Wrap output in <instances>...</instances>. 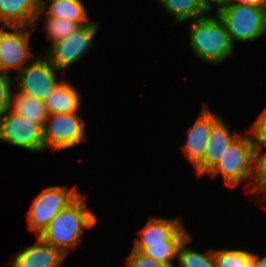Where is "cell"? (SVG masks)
Wrapping results in <instances>:
<instances>
[{
	"mask_svg": "<svg viewBox=\"0 0 266 267\" xmlns=\"http://www.w3.org/2000/svg\"><path fill=\"white\" fill-rule=\"evenodd\" d=\"M135 239L133 250L143 252L146 256L174 267L177 251L183 240L189 236L181 218L150 217Z\"/></svg>",
	"mask_w": 266,
	"mask_h": 267,
	"instance_id": "cell-1",
	"label": "cell"
},
{
	"mask_svg": "<svg viewBox=\"0 0 266 267\" xmlns=\"http://www.w3.org/2000/svg\"><path fill=\"white\" fill-rule=\"evenodd\" d=\"M85 199V195L80 194L52 219L38 237L67 256L83 241L85 229L97 223V216L86 206Z\"/></svg>",
	"mask_w": 266,
	"mask_h": 267,
	"instance_id": "cell-2",
	"label": "cell"
},
{
	"mask_svg": "<svg viewBox=\"0 0 266 267\" xmlns=\"http://www.w3.org/2000/svg\"><path fill=\"white\" fill-rule=\"evenodd\" d=\"M188 29L189 46L198 59L219 65L233 56L235 46L216 13L192 20Z\"/></svg>",
	"mask_w": 266,
	"mask_h": 267,
	"instance_id": "cell-3",
	"label": "cell"
},
{
	"mask_svg": "<svg viewBox=\"0 0 266 267\" xmlns=\"http://www.w3.org/2000/svg\"><path fill=\"white\" fill-rule=\"evenodd\" d=\"M207 175L212 178L222 175L229 188L245 181L251 186L249 192L252 191L256 177V148L249 130L240 133Z\"/></svg>",
	"mask_w": 266,
	"mask_h": 267,
	"instance_id": "cell-4",
	"label": "cell"
},
{
	"mask_svg": "<svg viewBox=\"0 0 266 267\" xmlns=\"http://www.w3.org/2000/svg\"><path fill=\"white\" fill-rule=\"evenodd\" d=\"M216 14L224 22L231 41L252 42L266 34V7L240 5L222 0Z\"/></svg>",
	"mask_w": 266,
	"mask_h": 267,
	"instance_id": "cell-5",
	"label": "cell"
},
{
	"mask_svg": "<svg viewBox=\"0 0 266 267\" xmlns=\"http://www.w3.org/2000/svg\"><path fill=\"white\" fill-rule=\"evenodd\" d=\"M76 186L68 189L66 185H57L42 189L41 193L32 201L27 213L31 232L39 236L52 219L81 194Z\"/></svg>",
	"mask_w": 266,
	"mask_h": 267,
	"instance_id": "cell-6",
	"label": "cell"
},
{
	"mask_svg": "<svg viewBox=\"0 0 266 267\" xmlns=\"http://www.w3.org/2000/svg\"><path fill=\"white\" fill-rule=\"evenodd\" d=\"M99 28V22L94 20L79 26L66 38L51 44L43 54L57 70L65 74V70H68L70 65L80 61L88 53Z\"/></svg>",
	"mask_w": 266,
	"mask_h": 267,
	"instance_id": "cell-7",
	"label": "cell"
},
{
	"mask_svg": "<svg viewBox=\"0 0 266 267\" xmlns=\"http://www.w3.org/2000/svg\"><path fill=\"white\" fill-rule=\"evenodd\" d=\"M59 72L61 71L40 53L16 74L14 90L43 101L60 83Z\"/></svg>",
	"mask_w": 266,
	"mask_h": 267,
	"instance_id": "cell-8",
	"label": "cell"
},
{
	"mask_svg": "<svg viewBox=\"0 0 266 267\" xmlns=\"http://www.w3.org/2000/svg\"><path fill=\"white\" fill-rule=\"evenodd\" d=\"M85 122L75 113H54L48 115L43 132L45 149L57 152L88 141Z\"/></svg>",
	"mask_w": 266,
	"mask_h": 267,
	"instance_id": "cell-9",
	"label": "cell"
},
{
	"mask_svg": "<svg viewBox=\"0 0 266 267\" xmlns=\"http://www.w3.org/2000/svg\"><path fill=\"white\" fill-rule=\"evenodd\" d=\"M33 31L26 26H0V72H19L36 57L29 44Z\"/></svg>",
	"mask_w": 266,
	"mask_h": 267,
	"instance_id": "cell-10",
	"label": "cell"
},
{
	"mask_svg": "<svg viewBox=\"0 0 266 267\" xmlns=\"http://www.w3.org/2000/svg\"><path fill=\"white\" fill-rule=\"evenodd\" d=\"M0 140L34 153L45 151L43 128L10 109L0 116Z\"/></svg>",
	"mask_w": 266,
	"mask_h": 267,
	"instance_id": "cell-11",
	"label": "cell"
},
{
	"mask_svg": "<svg viewBox=\"0 0 266 267\" xmlns=\"http://www.w3.org/2000/svg\"><path fill=\"white\" fill-rule=\"evenodd\" d=\"M205 103L196 121L186 130L185 143L180 146L185 159L195 168L202 160L212 127L221 119Z\"/></svg>",
	"mask_w": 266,
	"mask_h": 267,
	"instance_id": "cell-12",
	"label": "cell"
},
{
	"mask_svg": "<svg viewBox=\"0 0 266 267\" xmlns=\"http://www.w3.org/2000/svg\"><path fill=\"white\" fill-rule=\"evenodd\" d=\"M230 125L221 118L210 132L203 160L194 168V174L198 177L206 176L222 158L226 149L240 135L239 132H231Z\"/></svg>",
	"mask_w": 266,
	"mask_h": 267,
	"instance_id": "cell-13",
	"label": "cell"
},
{
	"mask_svg": "<svg viewBox=\"0 0 266 267\" xmlns=\"http://www.w3.org/2000/svg\"><path fill=\"white\" fill-rule=\"evenodd\" d=\"M65 256L59 249L43 242L39 237L34 245L18 252L8 267H61Z\"/></svg>",
	"mask_w": 266,
	"mask_h": 267,
	"instance_id": "cell-14",
	"label": "cell"
},
{
	"mask_svg": "<svg viewBox=\"0 0 266 267\" xmlns=\"http://www.w3.org/2000/svg\"><path fill=\"white\" fill-rule=\"evenodd\" d=\"M41 0H0L1 26L33 27Z\"/></svg>",
	"mask_w": 266,
	"mask_h": 267,
	"instance_id": "cell-15",
	"label": "cell"
},
{
	"mask_svg": "<svg viewBox=\"0 0 266 267\" xmlns=\"http://www.w3.org/2000/svg\"><path fill=\"white\" fill-rule=\"evenodd\" d=\"M43 14L49 17L67 19L76 22L79 26L92 21L89 20L87 9L81 0H41V10L36 15L32 27L34 31Z\"/></svg>",
	"mask_w": 266,
	"mask_h": 267,
	"instance_id": "cell-16",
	"label": "cell"
},
{
	"mask_svg": "<svg viewBox=\"0 0 266 267\" xmlns=\"http://www.w3.org/2000/svg\"><path fill=\"white\" fill-rule=\"evenodd\" d=\"M49 115L54 113L79 112L81 97L75 86L61 80L53 91L43 100Z\"/></svg>",
	"mask_w": 266,
	"mask_h": 267,
	"instance_id": "cell-17",
	"label": "cell"
},
{
	"mask_svg": "<svg viewBox=\"0 0 266 267\" xmlns=\"http://www.w3.org/2000/svg\"><path fill=\"white\" fill-rule=\"evenodd\" d=\"M167 14L173 16L174 23H184L209 14L213 7L207 0H157Z\"/></svg>",
	"mask_w": 266,
	"mask_h": 267,
	"instance_id": "cell-18",
	"label": "cell"
},
{
	"mask_svg": "<svg viewBox=\"0 0 266 267\" xmlns=\"http://www.w3.org/2000/svg\"><path fill=\"white\" fill-rule=\"evenodd\" d=\"M10 110L39 124L43 129L49 115L42 100L14 91V89L11 95Z\"/></svg>",
	"mask_w": 266,
	"mask_h": 267,
	"instance_id": "cell-19",
	"label": "cell"
},
{
	"mask_svg": "<svg viewBox=\"0 0 266 267\" xmlns=\"http://www.w3.org/2000/svg\"><path fill=\"white\" fill-rule=\"evenodd\" d=\"M191 239L189 235L179 245L176 259L178 267H216L213 249L208 252L193 250L187 245Z\"/></svg>",
	"mask_w": 266,
	"mask_h": 267,
	"instance_id": "cell-20",
	"label": "cell"
},
{
	"mask_svg": "<svg viewBox=\"0 0 266 267\" xmlns=\"http://www.w3.org/2000/svg\"><path fill=\"white\" fill-rule=\"evenodd\" d=\"M45 18L44 30H46V38L51 41V44L66 38L79 27L76 22L67 19L49 17L47 15Z\"/></svg>",
	"mask_w": 266,
	"mask_h": 267,
	"instance_id": "cell-21",
	"label": "cell"
},
{
	"mask_svg": "<svg viewBox=\"0 0 266 267\" xmlns=\"http://www.w3.org/2000/svg\"><path fill=\"white\" fill-rule=\"evenodd\" d=\"M253 253L240 249H219L214 251L216 267H244Z\"/></svg>",
	"mask_w": 266,
	"mask_h": 267,
	"instance_id": "cell-22",
	"label": "cell"
},
{
	"mask_svg": "<svg viewBox=\"0 0 266 267\" xmlns=\"http://www.w3.org/2000/svg\"><path fill=\"white\" fill-rule=\"evenodd\" d=\"M251 192L266 200V151L262 148H256V177Z\"/></svg>",
	"mask_w": 266,
	"mask_h": 267,
	"instance_id": "cell-23",
	"label": "cell"
},
{
	"mask_svg": "<svg viewBox=\"0 0 266 267\" xmlns=\"http://www.w3.org/2000/svg\"><path fill=\"white\" fill-rule=\"evenodd\" d=\"M14 79L10 74L0 72V116L10 109Z\"/></svg>",
	"mask_w": 266,
	"mask_h": 267,
	"instance_id": "cell-24",
	"label": "cell"
},
{
	"mask_svg": "<svg viewBox=\"0 0 266 267\" xmlns=\"http://www.w3.org/2000/svg\"><path fill=\"white\" fill-rule=\"evenodd\" d=\"M249 131L255 143V148H266V107L257 116Z\"/></svg>",
	"mask_w": 266,
	"mask_h": 267,
	"instance_id": "cell-25",
	"label": "cell"
},
{
	"mask_svg": "<svg viewBox=\"0 0 266 267\" xmlns=\"http://www.w3.org/2000/svg\"><path fill=\"white\" fill-rule=\"evenodd\" d=\"M127 267H168L163 263L155 261L154 259L146 256L143 252L131 250L130 254L125 260Z\"/></svg>",
	"mask_w": 266,
	"mask_h": 267,
	"instance_id": "cell-26",
	"label": "cell"
},
{
	"mask_svg": "<svg viewBox=\"0 0 266 267\" xmlns=\"http://www.w3.org/2000/svg\"><path fill=\"white\" fill-rule=\"evenodd\" d=\"M231 3H237L240 5H252L258 7H266V0H227Z\"/></svg>",
	"mask_w": 266,
	"mask_h": 267,
	"instance_id": "cell-27",
	"label": "cell"
},
{
	"mask_svg": "<svg viewBox=\"0 0 266 267\" xmlns=\"http://www.w3.org/2000/svg\"><path fill=\"white\" fill-rule=\"evenodd\" d=\"M252 257L255 259L257 267H266V255L261 258L259 255L253 253Z\"/></svg>",
	"mask_w": 266,
	"mask_h": 267,
	"instance_id": "cell-28",
	"label": "cell"
},
{
	"mask_svg": "<svg viewBox=\"0 0 266 267\" xmlns=\"http://www.w3.org/2000/svg\"><path fill=\"white\" fill-rule=\"evenodd\" d=\"M244 267H257L255 259L252 257L245 265Z\"/></svg>",
	"mask_w": 266,
	"mask_h": 267,
	"instance_id": "cell-29",
	"label": "cell"
},
{
	"mask_svg": "<svg viewBox=\"0 0 266 267\" xmlns=\"http://www.w3.org/2000/svg\"><path fill=\"white\" fill-rule=\"evenodd\" d=\"M222 0H207V2L214 8L217 3L221 2Z\"/></svg>",
	"mask_w": 266,
	"mask_h": 267,
	"instance_id": "cell-30",
	"label": "cell"
}]
</instances>
